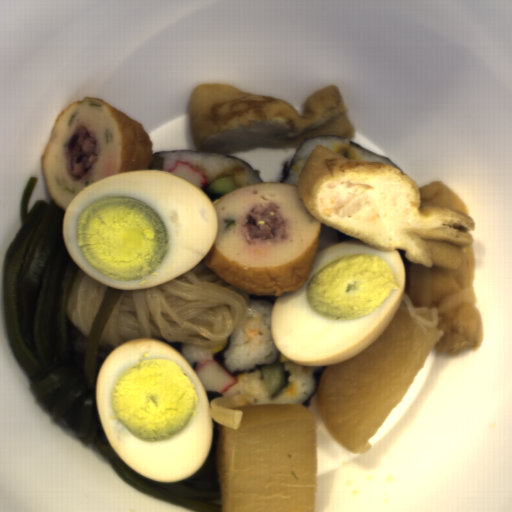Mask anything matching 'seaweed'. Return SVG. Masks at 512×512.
I'll return each mask as SVG.
<instances>
[{
	"instance_id": "obj_1",
	"label": "seaweed",
	"mask_w": 512,
	"mask_h": 512,
	"mask_svg": "<svg viewBox=\"0 0 512 512\" xmlns=\"http://www.w3.org/2000/svg\"><path fill=\"white\" fill-rule=\"evenodd\" d=\"M225 342H226V345H223V346L218 347L216 349H212L211 348V353H212V358L211 359L216 360L221 366H223L229 372V370H228V368H227V366L225 364L224 353L229 348L230 336H228L225 339ZM280 355H281V352L278 350L275 359L272 362H270L269 364L256 366V367H254L251 370H236V371H233V372H229V374L234 378L237 375L246 374V373H250V372H255L257 370H263L265 366H270V365H273V364H279Z\"/></svg>"
},
{
	"instance_id": "obj_2",
	"label": "seaweed",
	"mask_w": 512,
	"mask_h": 512,
	"mask_svg": "<svg viewBox=\"0 0 512 512\" xmlns=\"http://www.w3.org/2000/svg\"><path fill=\"white\" fill-rule=\"evenodd\" d=\"M315 137H332V138H336V139H339V140H346L348 138H339V137H335V136H332V135H329V134H320V135H316V136H311V137H308L306 139H303L302 142L300 143V145L298 146V148L296 149V151L294 152L291 160L289 161H285L284 163V166H283V170H282V173H281V176H280V179H279V182L278 183H284L286 182L292 168H293V165H294V162L296 160V157L300 151V149L302 148V146L308 141L310 140L311 138H315Z\"/></svg>"
},
{
	"instance_id": "obj_3",
	"label": "seaweed",
	"mask_w": 512,
	"mask_h": 512,
	"mask_svg": "<svg viewBox=\"0 0 512 512\" xmlns=\"http://www.w3.org/2000/svg\"><path fill=\"white\" fill-rule=\"evenodd\" d=\"M165 152H196V153H204V154H212V155H220V156H224V157H228V158H232V159H236V160H240L245 166H247L254 174L255 176L259 179V181L261 183H264L261 176H260V170H257V169H253L250 165H248L243 159H240L238 157H235L233 155H230L226 152H219V151H195V150H182V151H161V152H157V153H165ZM155 153H153L154 155Z\"/></svg>"
},
{
	"instance_id": "obj_4",
	"label": "seaweed",
	"mask_w": 512,
	"mask_h": 512,
	"mask_svg": "<svg viewBox=\"0 0 512 512\" xmlns=\"http://www.w3.org/2000/svg\"><path fill=\"white\" fill-rule=\"evenodd\" d=\"M326 368L327 367H319L317 369V371L315 372V375H314V386H315V389L309 395V397L304 402H302L300 405H304V406H306L308 408L310 406L313 398L317 397L318 384H319L321 376H322V374H323V372L325 371Z\"/></svg>"
},
{
	"instance_id": "obj_5",
	"label": "seaweed",
	"mask_w": 512,
	"mask_h": 512,
	"mask_svg": "<svg viewBox=\"0 0 512 512\" xmlns=\"http://www.w3.org/2000/svg\"><path fill=\"white\" fill-rule=\"evenodd\" d=\"M350 142H351V141H350ZM351 144H353V145H355V146H357V147H359V148H361V149H363V150H365V151H367V152H369V153H371V154H374V155H376V156H378V157H380V158H383V159L387 160V161H388L389 163H391L393 166H396L397 168H399V169L402 171V169H401L400 167H398V166H397V165H396L392 160H390L387 156H384V155H380V154L374 153V152H372L371 150L367 149L366 147L362 146V145H361V144H359V143L351 142Z\"/></svg>"
},
{
	"instance_id": "obj_6",
	"label": "seaweed",
	"mask_w": 512,
	"mask_h": 512,
	"mask_svg": "<svg viewBox=\"0 0 512 512\" xmlns=\"http://www.w3.org/2000/svg\"><path fill=\"white\" fill-rule=\"evenodd\" d=\"M249 301L251 299H267L268 301L271 302L272 306L274 307L275 303H276V299L278 296H268V295H257V294H249Z\"/></svg>"
},
{
	"instance_id": "obj_7",
	"label": "seaweed",
	"mask_w": 512,
	"mask_h": 512,
	"mask_svg": "<svg viewBox=\"0 0 512 512\" xmlns=\"http://www.w3.org/2000/svg\"><path fill=\"white\" fill-rule=\"evenodd\" d=\"M205 393L208 399V403L217 397H224L222 392L205 391Z\"/></svg>"
},
{
	"instance_id": "obj_8",
	"label": "seaweed",
	"mask_w": 512,
	"mask_h": 512,
	"mask_svg": "<svg viewBox=\"0 0 512 512\" xmlns=\"http://www.w3.org/2000/svg\"><path fill=\"white\" fill-rule=\"evenodd\" d=\"M183 342H176V346H175V349L181 354V345H182Z\"/></svg>"
},
{
	"instance_id": "obj_9",
	"label": "seaweed",
	"mask_w": 512,
	"mask_h": 512,
	"mask_svg": "<svg viewBox=\"0 0 512 512\" xmlns=\"http://www.w3.org/2000/svg\"><path fill=\"white\" fill-rule=\"evenodd\" d=\"M203 362H204V361H203ZM203 362H196V363H193L191 367H192V368H193V370L195 371V369H196V368H197L201 363H203Z\"/></svg>"
}]
</instances>
